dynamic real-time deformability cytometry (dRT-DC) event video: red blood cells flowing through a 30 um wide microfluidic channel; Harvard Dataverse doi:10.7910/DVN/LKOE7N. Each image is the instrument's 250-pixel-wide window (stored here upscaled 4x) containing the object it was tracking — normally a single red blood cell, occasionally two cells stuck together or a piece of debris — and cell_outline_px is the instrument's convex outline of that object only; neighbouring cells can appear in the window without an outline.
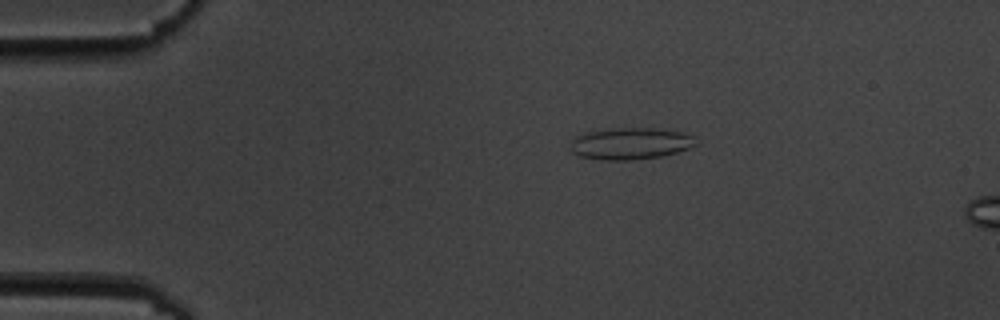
{"species": "common noctule bat (a hibernating species)", "species_latin": "Nyctalus noctula", "temperature_condition": "cold", "stored_images_in_passage": 5, "camera_frame_rate_fps": 3000, "um_per_image_px": 0.085, "animal": {"sex": "male", "body_mass_g": 19.5, "forearm_length_mm": 54.6}, "frame": {"image": 1, "passage_image": 3, "time_ms": 2.333, "image_size_px": [1000, 320], "cell_outline_px": [[696, 144], [688, 148], [676, 152], [660, 156], [628, 160], [600, 160], [580, 156], [572, 152], [572, 136], [584, 132], [612, 128], [652, 128], [680, 132], [692, 136]], "centroid_in_image_um": [53.51, 12.19], "position_along_channel_um": 31.5, "area_um2": 23.0}}